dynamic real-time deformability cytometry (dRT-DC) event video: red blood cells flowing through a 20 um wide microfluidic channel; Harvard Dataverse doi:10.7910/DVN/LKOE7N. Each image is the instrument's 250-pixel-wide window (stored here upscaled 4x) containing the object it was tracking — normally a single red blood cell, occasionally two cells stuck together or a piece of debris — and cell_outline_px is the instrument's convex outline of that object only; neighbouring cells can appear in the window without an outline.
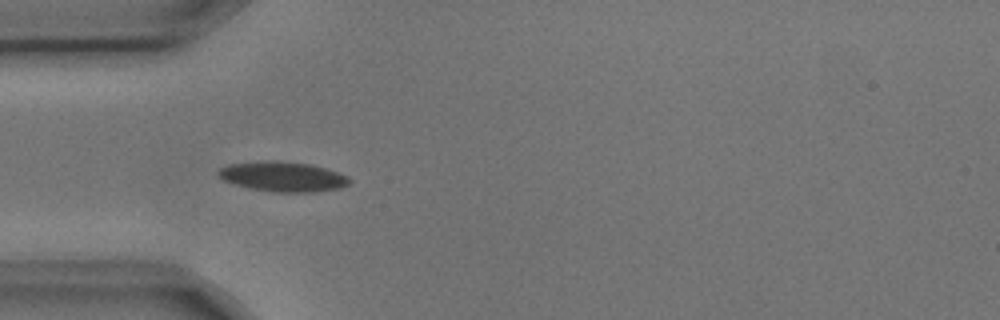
{"species": "common noctule bat (a hibernating species)", "species_latin": "Nyctalus noctula", "temperature_condition": "cold", "stored_images_in_passage": 5, "camera_frame_rate_fps": 3000, "um_per_image_px": 0.085, "animal": {"sex": "male", "body_mass_g": 17.9, "forearm_length_mm": 54.2}, "frame": {"image": 1, "passage_image": 4, "time_ms": 1.0, "image_size_px": [1000, 320], "cell_outline_px": [[352, 180], [348, 184], [340, 188], [312, 192], [272, 192], [252, 188], [236, 184], [224, 180], [216, 172], [220, 168], [228, 164], [256, 160], [280, 160], [312, 164], [348, 176]], "centroid_in_image_um": [24.03, 14.99], "position_along_channel_um": 61.0, "area_um2": 23.0}}